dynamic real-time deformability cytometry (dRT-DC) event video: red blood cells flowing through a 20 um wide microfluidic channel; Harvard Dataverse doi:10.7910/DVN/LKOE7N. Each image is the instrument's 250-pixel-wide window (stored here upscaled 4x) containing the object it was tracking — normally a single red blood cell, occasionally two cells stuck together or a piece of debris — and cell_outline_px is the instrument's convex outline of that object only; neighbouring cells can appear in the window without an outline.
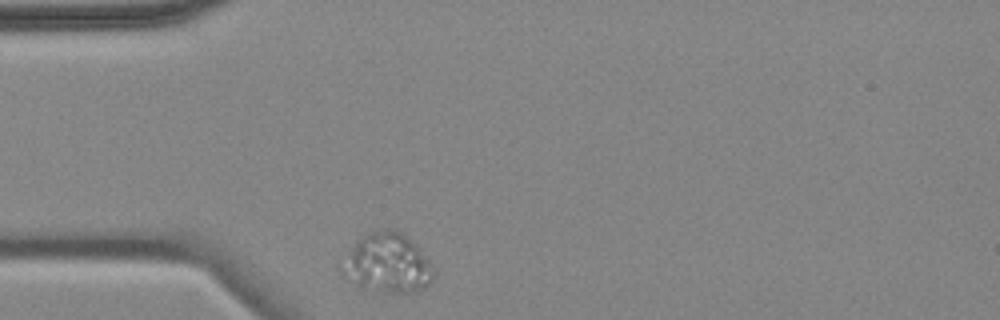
{"species": "common noctule bat (a hibernating species)", "species_latin": "Nyctalus noctula", "temperature_condition": "cold", "stored_images_in_passage": 7, "camera_frame_rate_fps": 3000, "um_per_image_px": 0.085, "animal": {"sex": "female", "body_mass_g": 18.4}, "frame": {"image": 1, "passage_image": 1, "time_ms": 0.0, "image_size_px": [1000, 320], "cell_outline_px": [[432, 280], [428, 284], [416, 292], [380, 292], [360, 288], [344, 280], [340, 268], [352, 248], [360, 236], [384, 228], [392, 228], [400, 232], [416, 244], [428, 260], [432, 272]], "centroid_in_image_um": [32.88, 22.39], "position_along_channel_um": 52.1, "area_um2": 31.62}}
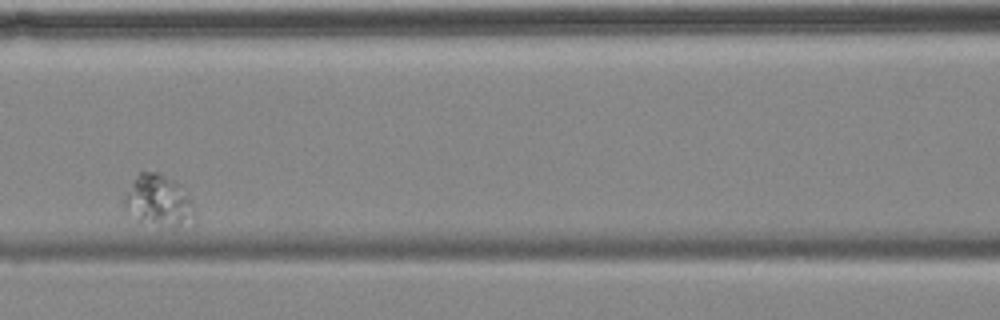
{"frame": {"image": 2, "passage_image": 4, "time_ms": 4.0, "image_size_px": [1000, 320], "cell_outline_px": [[192, 212], [176, 224], [140, 220], [124, 204], [124, 200], [136, 176], [140, 172], [156, 172], [172, 180], [176, 184], [192, 204]], "centroid_in_image_um": [13.36, 16.94], "position_along_channel_um": 153.2, "area_um2": 18.21}}
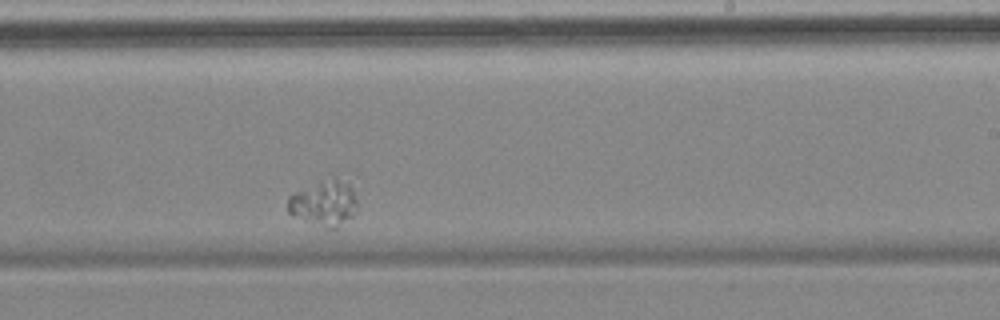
{"frame": {"image": 3, "passage_image": 7, "time_ms": 7.667, "image_size_px": [1000, 320], "cell_outline_px": [[356, 212], [352, 216], [336, 228], [328, 228], [292, 216], [288, 212], [288, 196], [336, 176], [348, 184], [352, 188], [356, 200]], "centroid_in_image_um": [27.56, 17.29], "position_along_channel_um": 261.4, "area_um2": 17.86}}